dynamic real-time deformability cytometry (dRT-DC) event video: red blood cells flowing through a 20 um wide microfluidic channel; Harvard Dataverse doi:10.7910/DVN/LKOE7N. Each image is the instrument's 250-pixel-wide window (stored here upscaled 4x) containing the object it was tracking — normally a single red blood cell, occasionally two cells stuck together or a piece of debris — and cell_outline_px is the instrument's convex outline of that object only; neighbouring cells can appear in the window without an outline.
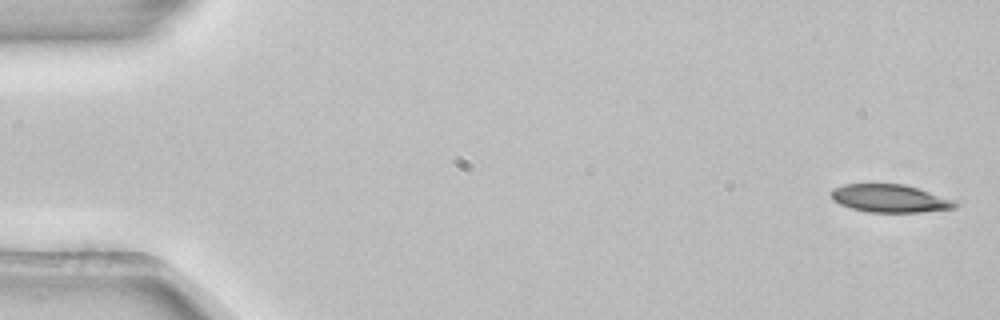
{"species": "common noctule bat (a hibernating species)", "species_latin": "Nyctalus noctula", "temperature_condition": "room temperature", "stored_images_in_passage": 4, "camera_frame_rate_fps": 3000, "um_per_image_px": 0.085, "animal": {"sex": "female", "body_mass_g": 22.7, "forearm_length_mm": 54.2}, "frame": {"image": 1, "passage_image": 1, "time_ms": 0.0, "image_size_px": [1000, 320], "cell_outline_px": [[960, 204], [956, 208], [920, 212], [868, 212], [852, 208], [840, 204], [832, 200], [828, 192], [844, 184], [904, 184], [956, 200]], "centroid_in_image_um": [75.66, 16.87], "position_along_channel_um": 9.3, "area_um2": 20.23}}
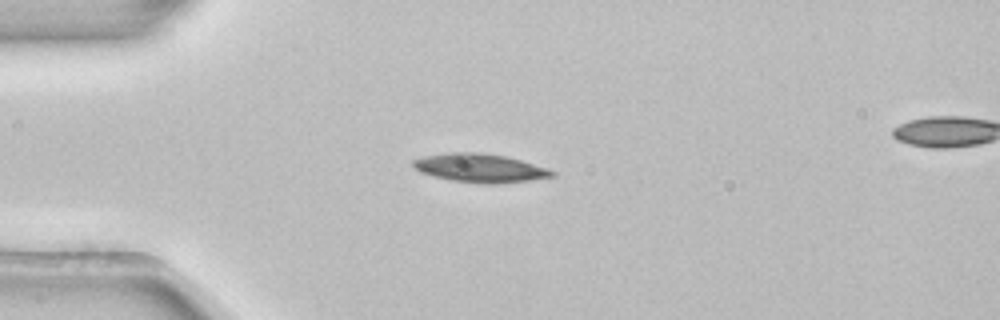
{"frame": {"image": 2, "passage_image": 3, "time_ms": 0.667, "image_size_px": [1000, 320], "cell_outline_px": [[556, 176], [528, 180], [452, 180], [420, 172], [412, 164], [412, 160], [424, 156], [448, 152], [480, 152], [504, 156], [520, 160], [556, 172]], "centroid_in_image_um": [40.72, 14.21], "position_along_channel_um": 44.3, "area_um2": 21.56}}